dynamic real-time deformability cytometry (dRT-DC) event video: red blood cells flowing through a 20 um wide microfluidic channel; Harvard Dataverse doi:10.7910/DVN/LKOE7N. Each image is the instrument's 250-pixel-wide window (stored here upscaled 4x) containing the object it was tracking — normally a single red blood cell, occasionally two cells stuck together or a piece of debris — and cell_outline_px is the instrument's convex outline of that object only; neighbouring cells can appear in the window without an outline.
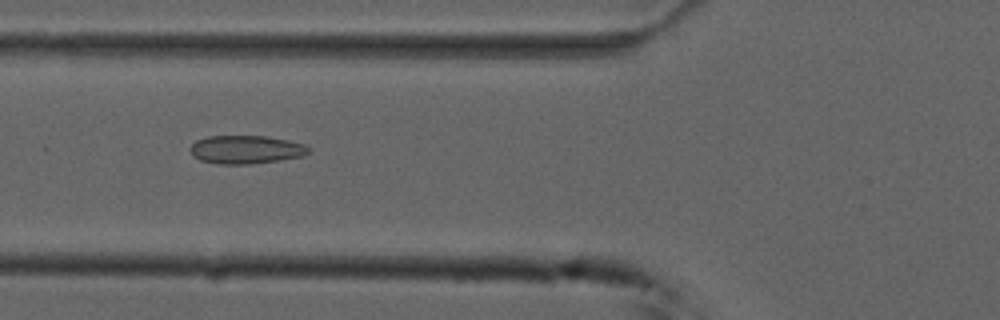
{"species": "common noctule bat (a hibernating species)", "species_latin": "Nyctalus noctula", "temperature_condition": "cold", "stored_images_in_passage": 40, "camera_frame_rate_fps": 3000, "um_per_image_px": 0.085, "animal": {"sex": "male", "forearm_length_mm": 52.5}, "frame": {"image": 1, "passage_image": 6, "time_ms": 1.667, "image_size_px": [1000, 320], "cell_outline_px": [[308, 152], [304, 156], [280, 160], [252, 164], [220, 164], [200, 160], [192, 156], [188, 148], [196, 140], [208, 136], [264, 136], [288, 140], [304, 144], [308, 148]], "centroid_in_image_um": [20.86, 12.72], "position_along_channel_um": 104.9, "area_um2": 19.59}}
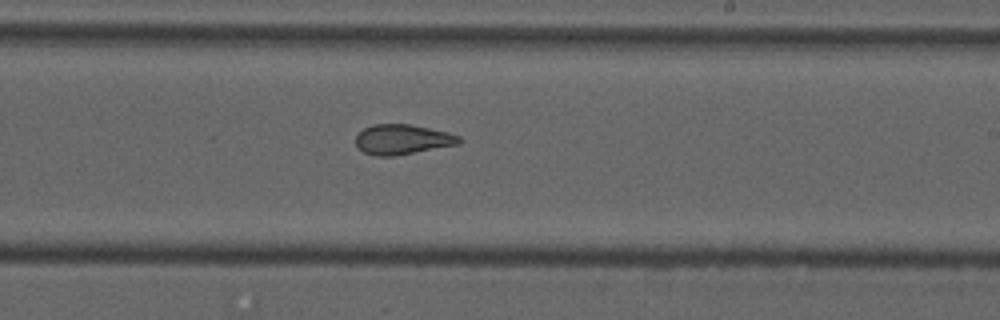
{"frame": {"image": 2, "passage_image": 18, "time_ms": 5.667, "image_size_px": [1000, 320], "cell_outline_px": [[464, 140], [460, 144], [392, 156], [376, 156], [364, 152], [356, 144], [356, 136], [364, 128], [372, 124], [408, 124], [448, 132], [460, 136]], "centroid_in_image_um": [34.23, 11.85], "position_along_channel_um": 254.8, "area_um2": 17.98}}
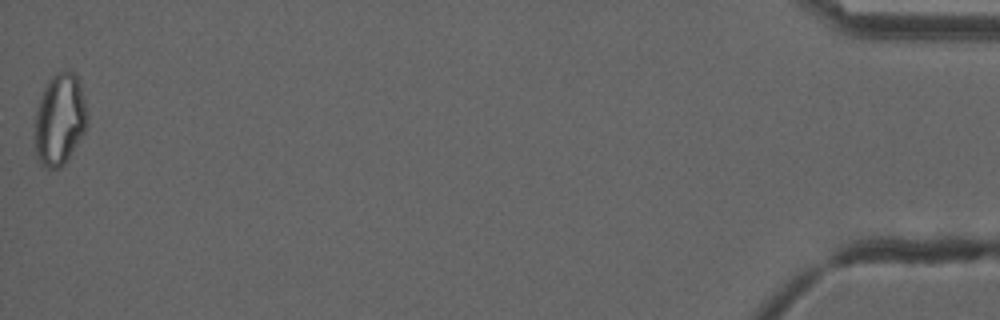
{"frame": {"image": 3, "passage_image": 40, "time_ms": 13.0, "image_size_px": [1000, 320], "cell_outline_px": [[84, 132], [64, 164], [60, 168], [40, 168], [36, 160], [36, 112], [44, 88], [52, 76], [56, 72], [64, 68], [76, 72], [84, 96]], "centroid_in_image_um": [5.04, 10.15], "position_along_channel_um": 430.2, "area_um2": 27.57}, "authors_computed_cell_mechanics": {"area_um2": 19.3341, "velocity_mm_per_s": 3.7479, "shape_relaxation_time_tau1_ms": null, "shape_relaxation_time_tau2_ms": 2.2434, "deformation_change_tau1": null, "deformation_change_tau2": 0.0681}}